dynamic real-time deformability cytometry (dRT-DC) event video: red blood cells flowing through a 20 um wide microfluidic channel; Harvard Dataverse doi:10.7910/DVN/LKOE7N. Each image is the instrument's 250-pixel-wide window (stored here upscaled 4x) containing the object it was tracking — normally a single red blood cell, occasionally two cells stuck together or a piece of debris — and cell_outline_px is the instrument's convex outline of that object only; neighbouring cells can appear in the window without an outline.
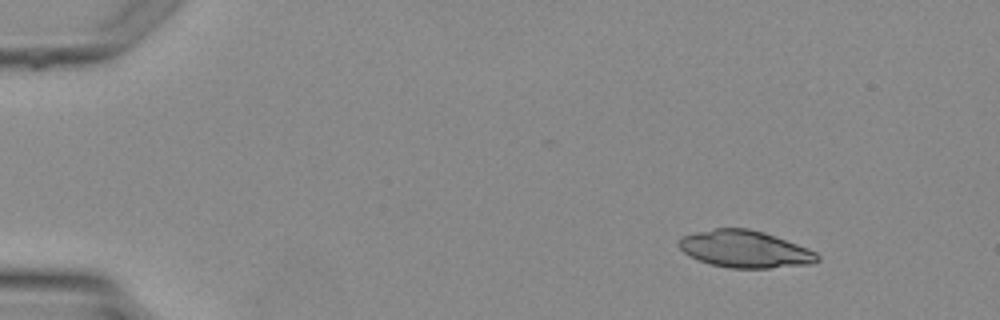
{"species": "Egyptian fruit bat (a non-hibernating species)", "species_latin": "Rousettus aegyptiacus", "temperature_condition": "warm", "stored_images_in_passage": 4, "camera_frame_rate_fps": 3000, "um_per_image_px": 0.085, "animal": {"sex": "female"}, "frame": {"image": 1, "passage_image": 1, "time_ms": 0.0, "image_size_px": [1000, 320], "cell_outline_px": [[820, 260], [812, 264], [768, 268], [728, 268], [712, 264], [688, 256], [676, 244], [684, 236], [696, 232], [716, 228], [748, 228], [764, 232], [776, 236], [808, 248], [816, 252], [820, 256]], "centroid_in_image_um": [63.35, 21.18], "position_along_channel_um": 21.7, "area_um2": 29.94}}
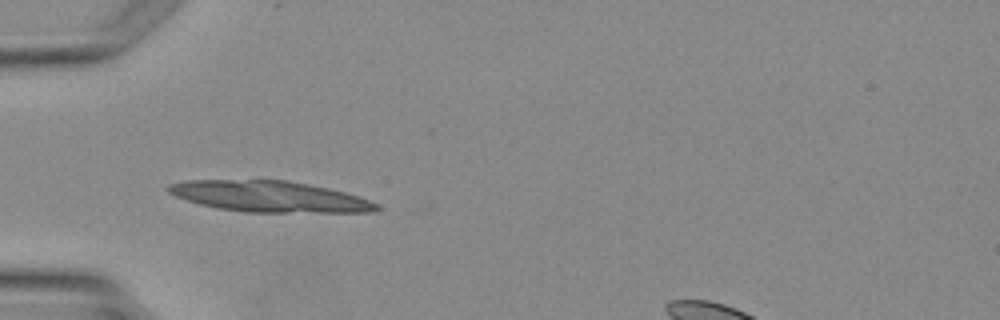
{"frame": {"image": 2, "passage_image": 3, "time_ms": 2.667, "image_size_px": [1000, 320], "cell_outline_px": [[380, 208], [376, 212], [244, 212], [216, 208], [200, 204], [176, 196], [168, 192], [168, 184], [184, 180], [288, 180], [328, 188], [344, 192], [368, 200], [376, 204]], "centroid_in_image_um": [22.88, 16.7], "position_along_channel_um": 62.1, "area_um2": 37.4}}